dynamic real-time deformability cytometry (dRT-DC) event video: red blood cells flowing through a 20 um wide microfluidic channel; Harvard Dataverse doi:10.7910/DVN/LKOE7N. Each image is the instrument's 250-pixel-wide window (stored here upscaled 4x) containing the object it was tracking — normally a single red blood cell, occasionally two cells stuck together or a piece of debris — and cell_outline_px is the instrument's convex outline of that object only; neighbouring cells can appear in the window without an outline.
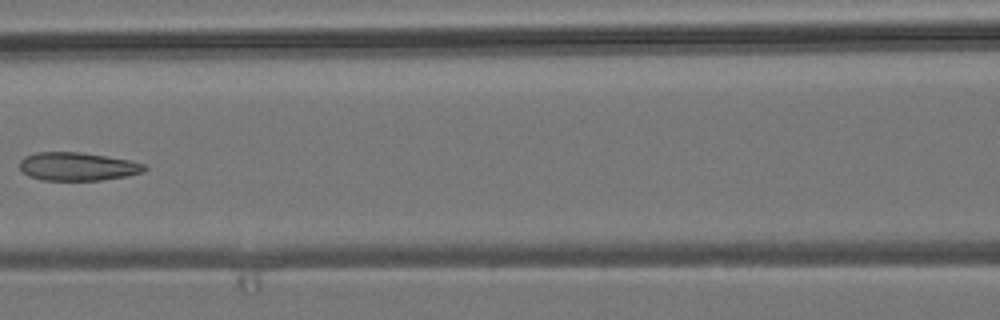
{"species": "common noctule bat (a hibernating species)", "species_latin": "Nyctalus noctula", "temperature_condition": "room temperature", "stored_images_in_passage": 5, "camera_frame_rate_fps": 3000, "um_per_image_px": 0.085, "animal": {"sex": "male", "body_mass_g": 19.2, "forearm_length_mm": 51.8}, "frame": {"image": 1, "passage_image": 5, "time_ms": 5.667, "image_size_px": [1000, 320], "cell_outline_px": [[148, 168], [144, 172], [124, 176], [100, 180], [44, 180], [28, 176], [20, 168], [20, 160], [24, 156], [36, 152], [80, 152], [128, 160], [144, 164]], "centroid_in_image_um": [6.57, 14.15], "position_along_channel_um": 160.0, "area_um2": 20.4}}